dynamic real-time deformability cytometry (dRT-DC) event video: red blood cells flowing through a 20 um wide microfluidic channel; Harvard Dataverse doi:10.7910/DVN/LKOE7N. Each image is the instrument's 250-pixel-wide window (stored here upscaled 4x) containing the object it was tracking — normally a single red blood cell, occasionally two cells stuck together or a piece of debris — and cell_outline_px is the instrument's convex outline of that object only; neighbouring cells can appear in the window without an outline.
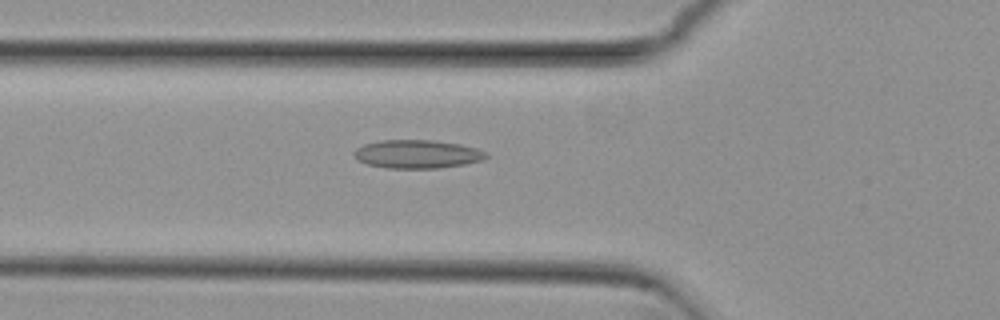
{"species": "common noctule bat (a hibernating species)", "species_latin": "Nyctalus noctula", "temperature_condition": "cold", "stored_images_in_passage": 47, "camera_frame_rate_fps": 3000, "um_per_image_px": 0.085, "animal": {"sex": "female", "body_mass_g": 29.2, "forearm_length_mm": 56.3}, "frame": {"image": 1, "passage_image": 15, "time_ms": 4.667, "image_size_px": [1000, 320], "cell_outline_px": [[488, 156], [484, 160], [464, 164], [440, 168], [388, 168], [368, 164], [352, 156], [352, 152], [356, 148], [364, 144], [380, 140], [432, 140], [460, 144], [476, 148], [488, 152]], "centroid_in_image_um": [35.47, 13.09], "position_along_channel_um": 90.3, "area_um2": 21.96}}
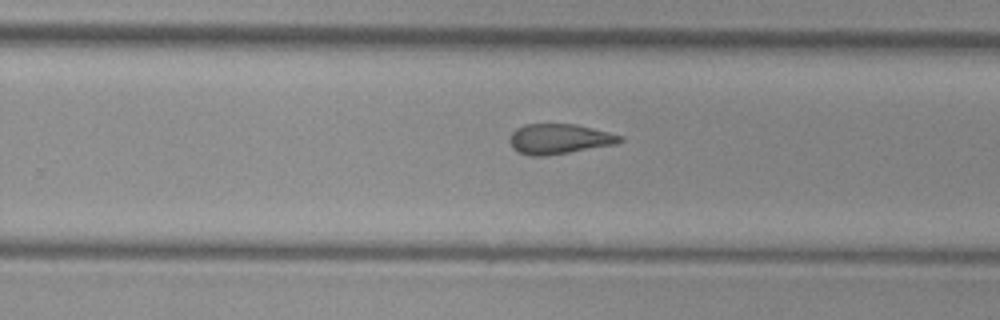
{"frame": {"image": 2, "passage_image": 30, "time_ms": 9.667, "image_size_px": [1000, 320], "cell_outline_px": [[624, 140], [616, 144], [548, 156], [528, 156], [512, 148], [508, 140], [508, 136], [516, 128], [524, 124], [576, 124], [624, 136]], "centroid_in_image_um": [47.51, 11.81], "position_along_channel_um": 282.3, "area_um2": 19.59}}
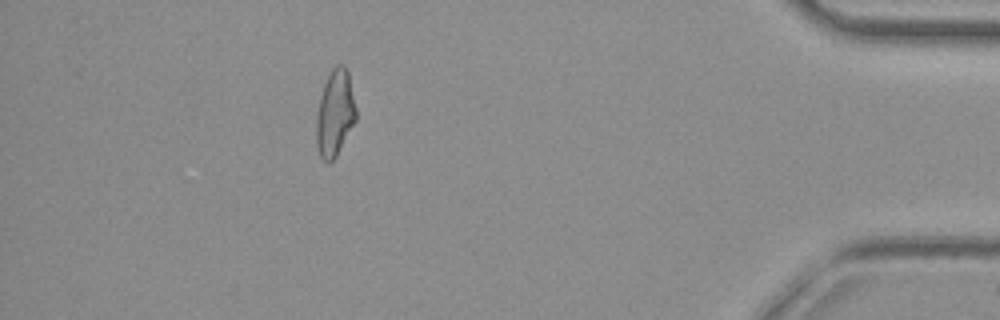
{"frame": {"image": 3, "passage_image": 44, "time_ms": 14.333, "image_size_px": [1000, 320], "cell_outline_px": [[356, 120], [336, 156], [328, 164], [320, 156], [316, 144], [316, 116], [324, 84], [332, 68], [336, 64], [344, 64], [348, 72], [356, 108]], "centroid_in_image_um": [28.47, 9.62], "position_along_channel_um": 406.7, "area_um2": 19.83}}